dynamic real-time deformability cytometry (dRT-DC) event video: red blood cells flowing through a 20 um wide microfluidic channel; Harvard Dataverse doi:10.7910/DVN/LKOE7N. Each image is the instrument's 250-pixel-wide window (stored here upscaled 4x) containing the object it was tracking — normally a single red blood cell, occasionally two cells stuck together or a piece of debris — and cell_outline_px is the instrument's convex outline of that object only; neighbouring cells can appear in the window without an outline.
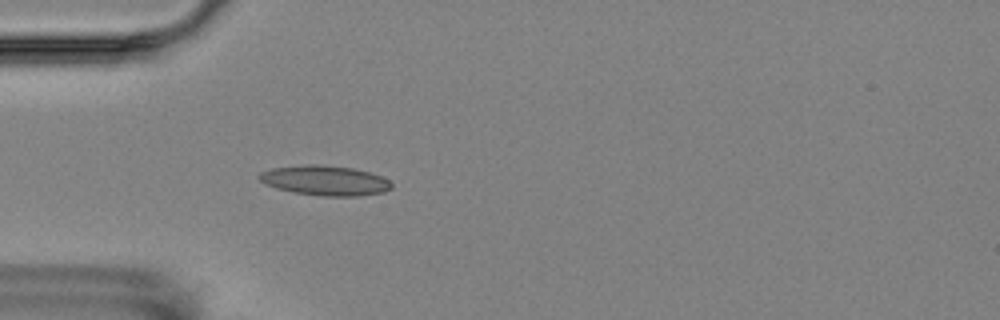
{"species": "Egyptian fruit bat (a non-hibernating species)", "species_latin": "Rousettus aegyptiacus", "temperature_condition": "room temperature", "stored_images_in_passage": 5, "camera_frame_rate_fps": 3000, "um_per_image_px": 0.085, "animal": {"sex": "female"}, "frame": {"image": 1, "passage_image": 5, "time_ms": 4.667, "image_size_px": [1000, 320], "cell_outline_px": [[392, 188], [384, 192], [360, 196], [324, 196], [292, 192], [276, 188], [264, 184], [256, 176], [260, 172], [272, 168], [308, 164], [312, 164], [352, 168], [368, 172], [380, 176], [388, 180], [392, 184]], "centroid_in_image_um": [27.59, 15.35], "position_along_channel_um": 57.4, "area_um2": 23.0}}